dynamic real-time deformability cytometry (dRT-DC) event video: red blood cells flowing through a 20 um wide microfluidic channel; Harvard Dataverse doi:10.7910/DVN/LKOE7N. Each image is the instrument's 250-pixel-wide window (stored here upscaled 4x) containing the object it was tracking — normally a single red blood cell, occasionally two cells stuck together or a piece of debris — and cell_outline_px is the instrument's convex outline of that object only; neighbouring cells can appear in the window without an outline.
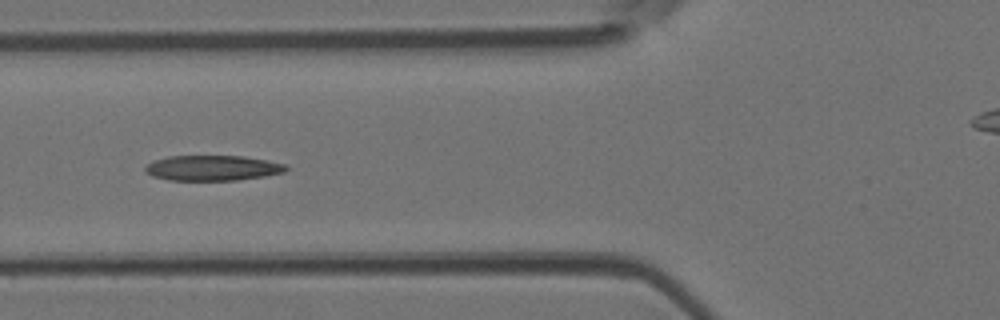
{"species": "Egyptian fruit bat (a non-hibernating species)", "species_latin": "Rousettus aegyptiacus", "temperature_condition": "room temperature", "stored_images_in_passage": 6, "camera_frame_rate_fps": 3000, "um_per_image_px": 0.085, "animal": {"sex": "female"}, "frame": {"image": 1, "passage_image": 5, "time_ms": 1.333, "image_size_px": [1000, 320], "cell_outline_px": [[288, 168], [284, 172], [264, 176], [236, 180], [168, 180], [152, 176], [144, 172], [144, 168], [148, 164], [156, 160], [168, 156], [244, 156], [268, 160], [288, 164]], "centroid_in_image_um": [18.08, 14.27], "position_along_channel_um": 107.7, "area_um2": 20.81}}